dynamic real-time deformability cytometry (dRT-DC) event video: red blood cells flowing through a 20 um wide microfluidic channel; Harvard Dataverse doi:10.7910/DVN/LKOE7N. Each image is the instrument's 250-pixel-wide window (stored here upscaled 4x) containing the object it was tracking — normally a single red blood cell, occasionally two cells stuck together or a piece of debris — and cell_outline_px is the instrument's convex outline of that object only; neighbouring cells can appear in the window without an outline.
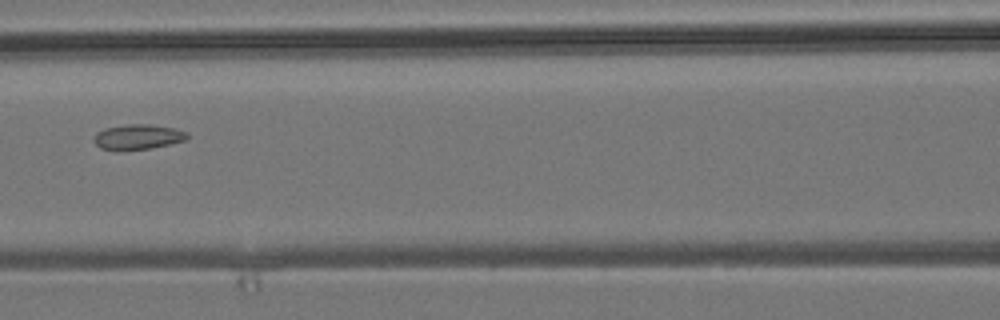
{"species": "common noctule bat (a hibernating species)", "species_latin": "Nyctalus noctula", "temperature_condition": "room temperature", "stored_images_in_passage": 4, "camera_frame_rate_fps": 3000, "um_per_image_px": 0.085, "animal": {"sex": "male", "body_mass_g": 19.2, "forearm_length_mm": 51.8}, "frame": {"image": 1, "passage_image": 4, "time_ms": 3.333, "image_size_px": [1000, 320], "cell_outline_px": [[188, 140], [152, 148], [100, 148], [92, 140], [96, 132], [104, 128], [128, 124], [148, 124], [172, 128], [188, 132]], "centroid_in_image_um": [11.75, 11.6], "position_along_channel_um": 154.9, "area_um2": 13.29}}